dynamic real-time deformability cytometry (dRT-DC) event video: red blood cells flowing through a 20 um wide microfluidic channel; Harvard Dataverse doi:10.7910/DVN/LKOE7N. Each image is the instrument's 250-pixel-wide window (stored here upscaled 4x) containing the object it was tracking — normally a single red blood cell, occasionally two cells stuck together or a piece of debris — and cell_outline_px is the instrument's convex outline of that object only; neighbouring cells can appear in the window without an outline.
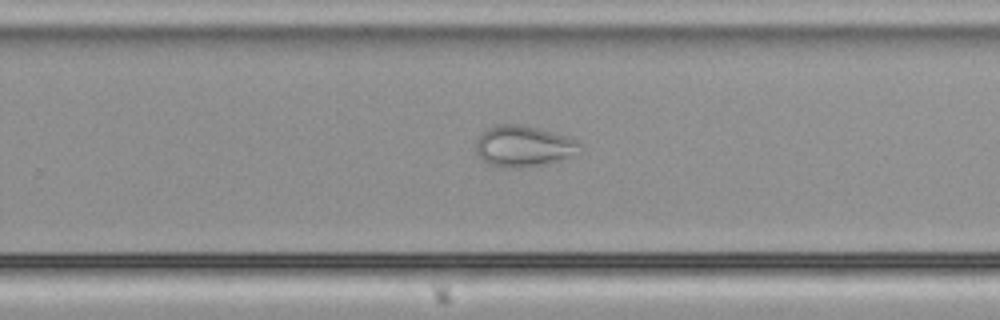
{"species": "common noctule bat (a hibernating species)", "species_latin": "Nyctalus noctula", "temperature_condition": "cold", "stored_images_in_passage": 37, "camera_frame_rate_fps": 3000, "um_per_image_px": 0.085, "animal": {"sex": "male", "body_mass_g": 21.5, "forearm_length_mm": 52.0}, "frame": {"image": 1, "passage_image": 18, "time_ms": 5.667, "image_size_px": [1000, 320], "cell_outline_px": [[580, 144], [568, 156], [548, 164], [520, 168], [500, 168], [488, 164], [476, 152], [476, 140], [488, 128], [496, 124], [520, 124], [568, 136], [580, 140]], "centroid_in_image_um": [44.44, 12.43], "position_along_channel_um": 285.4, "area_um2": 24.62}}
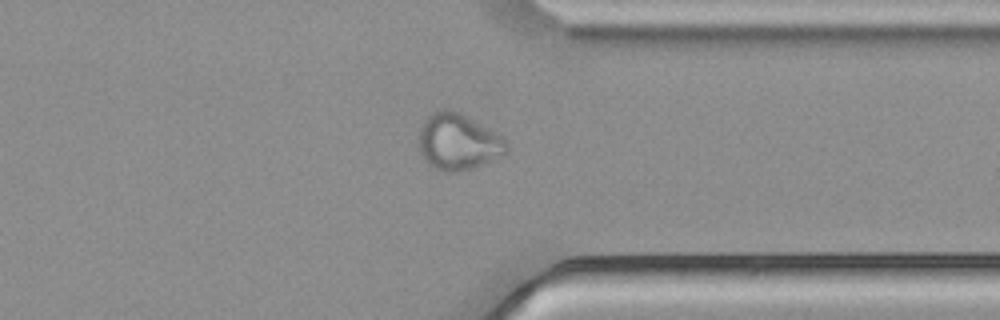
{"frame": {"image": 2, "passage_image": 25, "time_ms": 8.0, "image_size_px": [1000, 320], "cell_outline_px": [[508, 152], [504, 156], [472, 168], [460, 172], [440, 172], [432, 168], [428, 164], [420, 152], [420, 124], [432, 112], [440, 108], [448, 108], [460, 112], [500, 136], [508, 144]], "centroid_in_image_um": [38.92, 12.07], "position_along_channel_um": 372.5, "area_um2": 28.96}}
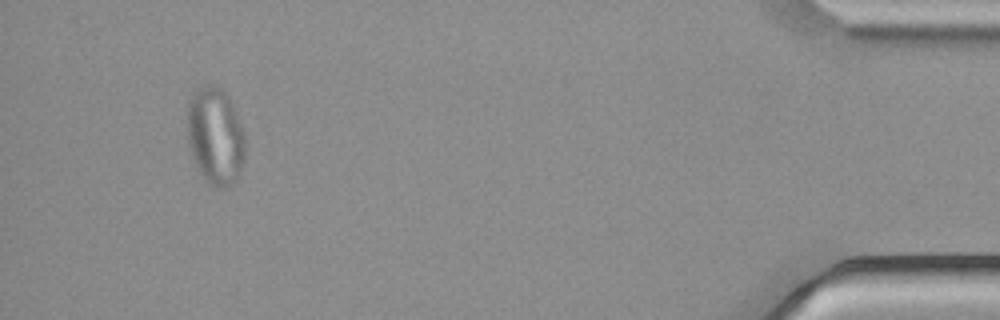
{"frame": {"image": 3, "passage_image": 34, "time_ms": 11.0, "image_size_px": [1000, 320], "cell_outline_px": [[244, 160], [240, 172], [236, 180], [228, 188], [216, 188], [208, 184], [200, 172], [192, 156], [188, 144], [188, 100], [192, 92], [196, 88], [204, 84], [212, 84], [220, 88], [228, 96], [240, 120], [244, 132]], "centroid_in_image_um": [18.3, 11.56], "position_along_channel_um": 416.9, "area_um2": 33.18}, "authors_computed_cell_mechanics": {"area_um2": 28.8422, "velocity_mm_per_s": 3.815, "shape_relaxation_time_tau1_ms": null, "shape_relaxation_time_tau2_ms": 1.9664, "deformation_change_tau1": null, "deformation_change_tau2": 0.0493}}